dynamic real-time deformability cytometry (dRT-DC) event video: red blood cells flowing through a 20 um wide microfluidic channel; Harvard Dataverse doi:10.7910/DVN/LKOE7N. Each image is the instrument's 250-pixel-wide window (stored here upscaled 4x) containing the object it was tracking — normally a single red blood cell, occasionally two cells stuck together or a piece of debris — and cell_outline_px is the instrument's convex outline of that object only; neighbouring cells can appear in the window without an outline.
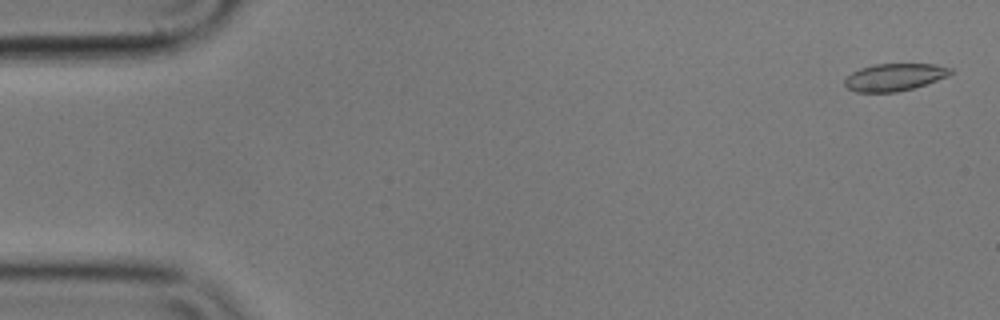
{"species": "common noctule bat (a hibernating species)", "species_latin": "Nyctalus noctula", "temperature_condition": "cold", "stored_images_in_passage": 56, "camera_frame_rate_fps": 3000, "um_per_image_px": 0.085, "animal": {"sex": "male", "body_mass_g": 17.9}, "frame": {"image": 1, "passage_image": 2, "time_ms": 0.333, "image_size_px": [1000, 320], "cell_outline_px": [[952, 72], [948, 76], [912, 88], [896, 92], [856, 92], [848, 88], [844, 84], [844, 80], [852, 72], [860, 68], [876, 64], [936, 64], [952, 68]], "centroid_in_image_um": [76.02, 6.55], "position_along_channel_um": 9.0, "area_um2": 16.7}}
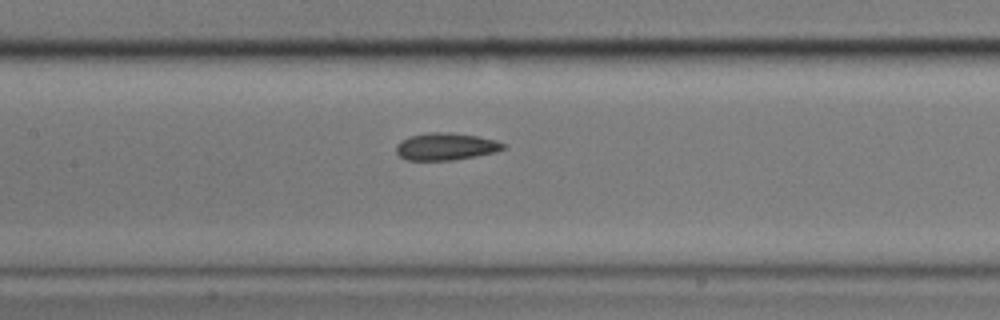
{"frame": {"image": 2, "passage_image": 26, "time_ms": 8.333, "image_size_px": [1000, 320], "cell_outline_px": [[508, 148], [496, 152], [456, 160], [404, 160], [396, 152], [396, 144], [400, 140], [408, 136], [428, 132], [440, 132], [476, 136], [496, 140], [504, 144]], "centroid_in_image_um": [37.87, 12.46], "position_along_channel_um": 169.5, "area_um2": 17.11}}
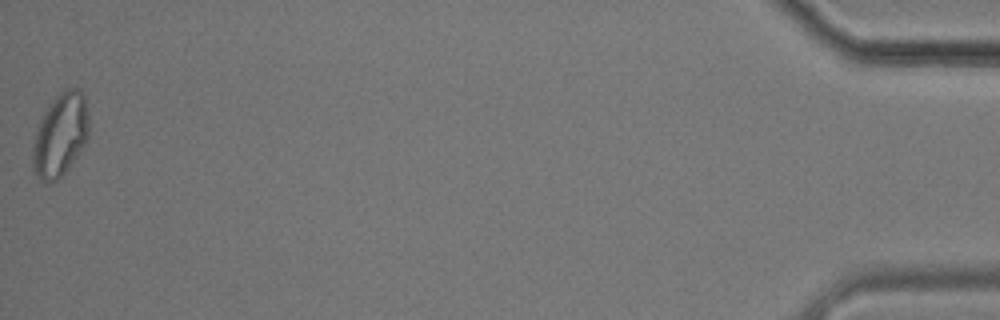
{"frame": {"image": 3, "passage_image": 56, "time_ms": 18.333, "image_size_px": [1000, 320], "cell_outline_px": [[88, 136], [84, 144], [68, 168], [56, 180], [44, 184], [36, 176], [32, 168], [32, 148], [36, 128], [40, 116], [48, 104], [60, 92], [68, 88], [80, 88], [84, 96], [88, 116]], "centroid_in_image_um": [5.08, 11.46], "position_along_channel_um": 430.1, "area_um2": 27.4}, "authors_computed_cell_mechanics": {"area_um2": 17.8313, "velocity_mm_per_s": 3.5678, "shape_relaxation_time_tau1_ms": null, "shape_relaxation_time_tau2_ms": 2.3352, "deformation_change_tau1": null, "deformation_change_tau2": 0.0927}}